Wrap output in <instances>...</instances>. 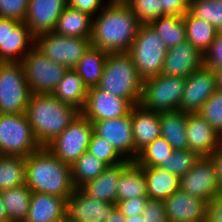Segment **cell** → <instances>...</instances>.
I'll return each instance as SVG.
<instances>
[{
    "mask_svg": "<svg viewBox=\"0 0 222 222\" xmlns=\"http://www.w3.org/2000/svg\"><path fill=\"white\" fill-rule=\"evenodd\" d=\"M105 5L92 21V46L107 53L128 52L141 23L124 0Z\"/></svg>",
    "mask_w": 222,
    "mask_h": 222,
    "instance_id": "cell-1",
    "label": "cell"
},
{
    "mask_svg": "<svg viewBox=\"0 0 222 222\" xmlns=\"http://www.w3.org/2000/svg\"><path fill=\"white\" fill-rule=\"evenodd\" d=\"M25 171V184L32 193H47L68 200L75 190L70 165L60 161L46 146L25 158Z\"/></svg>",
    "mask_w": 222,
    "mask_h": 222,
    "instance_id": "cell-2",
    "label": "cell"
},
{
    "mask_svg": "<svg viewBox=\"0 0 222 222\" xmlns=\"http://www.w3.org/2000/svg\"><path fill=\"white\" fill-rule=\"evenodd\" d=\"M81 112L52 94H31L26 110L34 137L40 146L49 145Z\"/></svg>",
    "mask_w": 222,
    "mask_h": 222,
    "instance_id": "cell-3",
    "label": "cell"
},
{
    "mask_svg": "<svg viewBox=\"0 0 222 222\" xmlns=\"http://www.w3.org/2000/svg\"><path fill=\"white\" fill-rule=\"evenodd\" d=\"M142 85L143 79L128 52L108 53L101 81L97 85L99 89L127 99L134 106L140 103Z\"/></svg>",
    "mask_w": 222,
    "mask_h": 222,
    "instance_id": "cell-4",
    "label": "cell"
},
{
    "mask_svg": "<svg viewBox=\"0 0 222 222\" xmlns=\"http://www.w3.org/2000/svg\"><path fill=\"white\" fill-rule=\"evenodd\" d=\"M167 50L155 30L149 24H141L128 53L138 75L144 80L161 74Z\"/></svg>",
    "mask_w": 222,
    "mask_h": 222,
    "instance_id": "cell-5",
    "label": "cell"
},
{
    "mask_svg": "<svg viewBox=\"0 0 222 222\" xmlns=\"http://www.w3.org/2000/svg\"><path fill=\"white\" fill-rule=\"evenodd\" d=\"M184 77L159 74L143 80L140 105L150 111L180 110L185 87Z\"/></svg>",
    "mask_w": 222,
    "mask_h": 222,
    "instance_id": "cell-6",
    "label": "cell"
},
{
    "mask_svg": "<svg viewBox=\"0 0 222 222\" xmlns=\"http://www.w3.org/2000/svg\"><path fill=\"white\" fill-rule=\"evenodd\" d=\"M31 94L21 62H0V114H25Z\"/></svg>",
    "mask_w": 222,
    "mask_h": 222,
    "instance_id": "cell-7",
    "label": "cell"
},
{
    "mask_svg": "<svg viewBox=\"0 0 222 222\" xmlns=\"http://www.w3.org/2000/svg\"><path fill=\"white\" fill-rule=\"evenodd\" d=\"M25 114H0V155L28 157L40 148Z\"/></svg>",
    "mask_w": 222,
    "mask_h": 222,
    "instance_id": "cell-8",
    "label": "cell"
},
{
    "mask_svg": "<svg viewBox=\"0 0 222 222\" xmlns=\"http://www.w3.org/2000/svg\"><path fill=\"white\" fill-rule=\"evenodd\" d=\"M21 64L33 94H52L68 70L45 57L35 46L24 56Z\"/></svg>",
    "mask_w": 222,
    "mask_h": 222,
    "instance_id": "cell-9",
    "label": "cell"
},
{
    "mask_svg": "<svg viewBox=\"0 0 222 222\" xmlns=\"http://www.w3.org/2000/svg\"><path fill=\"white\" fill-rule=\"evenodd\" d=\"M92 46L90 38L67 37L54 32L35 37V47L50 60L73 69Z\"/></svg>",
    "mask_w": 222,
    "mask_h": 222,
    "instance_id": "cell-10",
    "label": "cell"
},
{
    "mask_svg": "<svg viewBox=\"0 0 222 222\" xmlns=\"http://www.w3.org/2000/svg\"><path fill=\"white\" fill-rule=\"evenodd\" d=\"M93 123L81 113L46 147L63 163L72 165L88 151Z\"/></svg>",
    "mask_w": 222,
    "mask_h": 222,
    "instance_id": "cell-11",
    "label": "cell"
},
{
    "mask_svg": "<svg viewBox=\"0 0 222 222\" xmlns=\"http://www.w3.org/2000/svg\"><path fill=\"white\" fill-rule=\"evenodd\" d=\"M35 46V36L24 21L0 17V62H21Z\"/></svg>",
    "mask_w": 222,
    "mask_h": 222,
    "instance_id": "cell-12",
    "label": "cell"
},
{
    "mask_svg": "<svg viewBox=\"0 0 222 222\" xmlns=\"http://www.w3.org/2000/svg\"><path fill=\"white\" fill-rule=\"evenodd\" d=\"M180 190L206 203L221 192L216 167L210 157H201L196 165L180 178Z\"/></svg>",
    "mask_w": 222,
    "mask_h": 222,
    "instance_id": "cell-13",
    "label": "cell"
},
{
    "mask_svg": "<svg viewBox=\"0 0 222 222\" xmlns=\"http://www.w3.org/2000/svg\"><path fill=\"white\" fill-rule=\"evenodd\" d=\"M133 105L97 86L89 88L87 100L81 114L91 122L110 120L130 114Z\"/></svg>",
    "mask_w": 222,
    "mask_h": 222,
    "instance_id": "cell-14",
    "label": "cell"
},
{
    "mask_svg": "<svg viewBox=\"0 0 222 222\" xmlns=\"http://www.w3.org/2000/svg\"><path fill=\"white\" fill-rule=\"evenodd\" d=\"M216 90L215 70L203 65L186 77L180 110L187 113L198 112Z\"/></svg>",
    "mask_w": 222,
    "mask_h": 222,
    "instance_id": "cell-15",
    "label": "cell"
},
{
    "mask_svg": "<svg viewBox=\"0 0 222 222\" xmlns=\"http://www.w3.org/2000/svg\"><path fill=\"white\" fill-rule=\"evenodd\" d=\"M92 123L93 132L109 141L113 148L123 156L124 159L130 161L136 159L138 152L134 149L130 114L124 117Z\"/></svg>",
    "mask_w": 222,
    "mask_h": 222,
    "instance_id": "cell-16",
    "label": "cell"
},
{
    "mask_svg": "<svg viewBox=\"0 0 222 222\" xmlns=\"http://www.w3.org/2000/svg\"><path fill=\"white\" fill-rule=\"evenodd\" d=\"M116 208V204L103 202L75 188L67 200L66 215L74 222H104Z\"/></svg>",
    "mask_w": 222,
    "mask_h": 222,
    "instance_id": "cell-17",
    "label": "cell"
},
{
    "mask_svg": "<svg viewBox=\"0 0 222 222\" xmlns=\"http://www.w3.org/2000/svg\"><path fill=\"white\" fill-rule=\"evenodd\" d=\"M68 0H29L24 22L36 37L53 32Z\"/></svg>",
    "mask_w": 222,
    "mask_h": 222,
    "instance_id": "cell-18",
    "label": "cell"
},
{
    "mask_svg": "<svg viewBox=\"0 0 222 222\" xmlns=\"http://www.w3.org/2000/svg\"><path fill=\"white\" fill-rule=\"evenodd\" d=\"M186 134L188 148L202 157H209L221 144V134L197 112L188 113Z\"/></svg>",
    "mask_w": 222,
    "mask_h": 222,
    "instance_id": "cell-19",
    "label": "cell"
},
{
    "mask_svg": "<svg viewBox=\"0 0 222 222\" xmlns=\"http://www.w3.org/2000/svg\"><path fill=\"white\" fill-rule=\"evenodd\" d=\"M202 66L203 54L186 40L167 50L161 74L186 78Z\"/></svg>",
    "mask_w": 222,
    "mask_h": 222,
    "instance_id": "cell-20",
    "label": "cell"
},
{
    "mask_svg": "<svg viewBox=\"0 0 222 222\" xmlns=\"http://www.w3.org/2000/svg\"><path fill=\"white\" fill-rule=\"evenodd\" d=\"M168 222H205L207 203L182 190L163 201Z\"/></svg>",
    "mask_w": 222,
    "mask_h": 222,
    "instance_id": "cell-21",
    "label": "cell"
},
{
    "mask_svg": "<svg viewBox=\"0 0 222 222\" xmlns=\"http://www.w3.org/2000/svg\"><path fill=\"white\" fill-rule=\"evenodd\" d=\"M130 117L134 149L139 152L160 137V112L147 110L138 104L132 107Z\"/></svg>",
    "mask_w": 222,
    "mask_h": 222,
    "instance_id": "cell-22",
    "label": "cell"
},
{
    "mask_svg": "<svg viewBox=\"0 0 222 222\" xmlns=\"http://www.w3.org/2000/svg\"><path fill=\"white\" fill-rule=\"evenodd\" d=\"M131 162L125 159L122 163L107 166L98 177L84 184L81 189L94 199L117 204L118 181L122 171Z\"/></svg>",
    "mask_w": 222,
    "mask_h": 222,
    "instance_id": "cell-23",
    "label": "cell"
},
{
    "mask_svg": "<svg viewBox=\"0 0 222 222\" xmlns=\"http://www.w3.org/2000/svg\"><path fill=\"white\" fill-rule=\"evenodd\" d=\"M67 199L56 195L34 192L24 222H54L66 215Z\"/></svg>",
    "mask_w": 222,
    "mask_h": 222,
    "instance_id": "cell-24",
    "label": "cell"
},
{
    "mask_svg": "<svg viewBox=\"0 0 222 222\" xmlns=\"http://www.w3.org/2000/svg\"><path fill=\"white\" fill-rule=\"evenodd\" d=\"M187 117L188 113L181 110L160 112V136L171 145L173 150L188 148Z\"/></svg>",
    "mask_w": 222,
    "mask_h": 222,
    "instance_id": "cell-25",
    "label": "cell"
},
{
    "mask_svg": "<svg viewBox=\"0 0 222 222\" xmlns=\"http://www.w3.org/2000/svg\"><path fill=\"white\" fill-rule=\"evenodd\" d=\"M87 94L88 87L73 69H68L65 72L63 78L52 93L55 98L75 107L80 112L85 106Z\"/></svg>",
    "mask_w": 222,
    "mask_h": 222,
    "instance_id": "cell-26",
    "label": "cell"
},
{
    "mask_svg": "<svg viewBox=\"0 0 222 222\" xmlns=\"http://www.w3.org/2000/svg\"><path fill=\"white\" fill-rule=\"evenodd\" d=\"M150 199L166 200L180 190V178L158 167H143Z\"/></svg>",
    "mask_w": 222,
    "mask_h": 222,
    "instance_id": "cell-27",
    "label": "cell"
},
{
    "mask_svg": "<svg viewBox=\"0 0 222 222\" xmlns=\"http://www.w3.org/2000/svg\"><path fill=\"white\" fill-rule=\"evenodd\" d=\"M93 18L79 10L66 6L54 29L57 35L90 38Z\"/></svg>",
    "mask_w": 222,
    "mask_h": 222,
    "instance_id": "cell-28",
    "label": "cell"
},
{
    "mask_svg": "<svg viewBox=\"0 0 222 222\" xmlns=\"http://www.w3.org/2000/svg\"><path fill=\"white\" fill-rule=\"evenodd\" d=\"M148 197L143 167L132 161L121 173L117 185V201Z\"/></svg>",
    "mask_w": 222,
    "mask_h": 222,
    "instance_id": "cell-29",
    "label": "cell"
},
{
    "mask_svg": "<svg viewBox=\"0 0 222 222\" xmlns=\"http://www.w3.org/2000/svg\"><path fill=\"white\" fill-rule=\"evenodd\" d=\"M107 56V52L91 46L73 68L88 89L97 86L101 81Z\"/></svg>",
    "mask_w": 222,
    "mask_h": 222,
    "instance_id": "cell-30",
    "label": "cell"
},
{
    "mask_svg": "<svg viewBox=\"0 0 222 222\" xmlns=\"http://www.w3.org/2000/svg\"><path fill=\"white\" fill-rule=\"evenodd\" d=\"M186 40L204 54L219 32L211 23L195 17L190 11L183 16Z\"/></svg>",
    "mask_w": 222,
    "mask_h": 222,
    "instance_id": "cell-31",
    "label": "cell"
},
{
    "mask_svg": "<svg viewBox=\"0 0 222 222\" xmlns=\"http://www.w3.org/2000/svg\"><path fill=\"white\" fill-rule=\"evenodd\" d=\"M0 193L8 220L10 222H24L28 215L32 191L25 184Z\"/></svg>",
    "mask_w": 222,
    "mask_h": 222,
    "instance_id": "cell-32",
    "label": "cell"
},
{
    "mask_svg": "<svg viewBox=\"0 0 222 222\" xmlns=\"http://www.w3.org/2000/svg\"><path fill=\"white\" fill-rule=\"evenodd\" d=\"M149 25L164 41L168 49L186 41L183 16L164 15L156 18Z\"/></svg>",
    "mask_w": 222,
    "mask_h": 222,
    "instance_id": "cell-33",
    "label": "cell"
},
{
    "mask_svg": "<svg viewBox=\"0 0 222 222\" xmlns=\"http://www.w3.org/2000/svg\"><path fill=\"white\" fill-rule=\"evenodd\" d=\"M25 158L0 155V192L25 185Z\"/></svg>",
    "mask_w": 222,
    "mask_h": 222,
    "instance_id": "cell-34",
    "label": "cell"
},
{
    "mask_svg": "<svg viewBox=\"0 0 222 222\" xmlns=\"http://www.w3.org/2000/svg\"><path fill=\"white\" fill-rule=\"evenodd\" d=\"M107 167L105 163L88 152L83 153L71 166L72 182L75 188H81L87 182L98 177Z\"/></svg>",
    "mask_w": 222,
    "mask_h": 222,
    "instance_id": "cell-35",
    "label": "cell"
},
{
    "mask_svg": "<svg viewBox=\"0 0 222 222\" xmlns=\"http://www.w3.org/2000/svg\"><path fill=\"white\" fill-rule=\"evenodd\" d=\"M173 151L171 145L160 136L141 149L134 162L140 167H158Z\"/></svg>",
    "mask_w": 222,
    "mask_h": 222,
    "instance_id": "cell-36",
    "label": "cell"
},
{
    "mask_svg": "<svg viewBox=\"0 0 222 222\" xmlns=\"http://www.w3.org/2000/svg\"><path fill=\"white\" fill-rule=\"evenodd\" d=\"M201 157L197 152L191 151L189 148L174 150L170 157L163 161L158 168L182 178L196 165Z\"/></svg>",
    "mask_w": 222,
    "mask_h": 222,
    "instance_id": "cell-37",
    "label": "cell"
},
{
    "mask_svg": "<svg viewBox=\"0 0 222 222\" xmlns=\"http://www.w3.org/2000/svg\"><path fill=\"white\" fill-rule=\"evenodd\" d=\"M190 12L222 32V0H191Z\"/></svg>",
    "mask_w": 222,
    "mask_h": 222,
    "instance_id": "cell-38",
    "label": "cell"
},
{
    "mask_svg": "<svg viewBox=\"0 0 222 222\" xmlns=\"http://www.w3.org/2000/svg\"><path fill=\"white\" fill-rule=\"evenodd\" d=\"M87 152L105 163L107 166L116 165L122 163L125 160L113 148L109 141L96 135L94 132L91 135Z\"/></svg>",
    "mask_w": 222,
    "mask_h": 222,
    "instance_id": "cell-39",
    "label": "cell"
},
{
    "mask_svg": "<svg viewBox=\"0 0 222 222\" xmlns=\"http://www.w3.org/2000/svg\"><path fill=\"white\" fill-rule=\"evenodd\" d=\"M220 134L222 133V91L216 92L203 104L197 112Z\"/></svg>",
    "mask_w": 222,
    "mask_h": 222,
    "instance_id": "cell-40",
    "label": "cell"
},
{
    "mask_svg": "<svg viewBox=\"0 0 222 222\" xmlns=\"http://www.w3.org/2000/svg\"><path fill=\"white\" fill-rule=\"evenodd\" d=\"M141 24H149L161 17L160 0H124Z\"/></svg>",
    "mask_w": 222,
    "mask_h": 222,
    "instance_id": "cell-41",
    "label": "cell"
},
{
    "mask_svg": "<svg viewBox=\"0 0 222 222\" xmlns=\"http://www.w3.org/2000/svg\"><path fill=\"white\" fill-rule=\"evenodd\" d=\"M29 0H0V17L24 21Z\"/></svg>",
    "mask_w": 222,
    "mask_h": 222,
    "instance_id": "cell-42",
    "label": "cell"
},
{
    "mask_svg": "<svg viewBox=\"0 0 222 222\" xmlns=\"http://www.w3.org/2000/svg\"><path fill=\"white\" fill-rule=\"evenodd\" d=\"M203 65L214 70L222 69V32H218L211 46L203 54Z\"/></svg>",
    "mask_w": 222,
    "mask_h": 222,
    "instance_id": "cell-43",
    "label": "cell"
},
{
    "mask_svg": "<svg viewBox=\"0 0 222 222\" xmlns=\"http://www.w3.org/2000/svg\"><path fill=\"white\" fill-rule=\"evenodd\" d=\"M141 215L144 222H168L162 200L148 198Z\"/></svg>",
    "mask_w": 222,
    "mask_h": 222,
    "instance_id": "cell-44",
    "label": "cell"
},
{
    "mask_svg": "<svg viewBox=\"0 0 222 222\" xmlns=\"http://www.w3.org/2000/svg\"><path fill=\"white\" fill-rule=\"evenodd\" d=\"M149 197H137L125 201H117L116 208L124 217L141 215Z\"/></svg>",
    "mask_w": 222,
    "mask_h": 222,
    "instance_id": "cell-45",
    "label": "cell"
},
{
    "mask_svg": "<svg viewBox=\"0 0 222 222\" xmlns=\"http://www.w3.org/2000/svg\"><path fill=\"white\" fill-rule=\"evenodd\" d=\"M161 1V16L176 15L184 16L190 11L191 0H160Z\"/></svg>",
    "mask_w": 222,
    "mask_h": 222,
    "instance_id": "cell-46",
    "label": "cell"
},
{
    "mask_svg": "<svg viewBox=\"0 0 222 222\" xmlns=\"http://www.w3.org/2000/svg\"><path fill=\"white\" fill-rule=\"evenodd\" d=\"M104 2V0H68V6L94 18L95 14H98L97 11L104 8Z\"/></svg>",
    "mask_w": 222,
    "mask_h": 222,
    "instance_id": "cell-47",
    "label": "cell"
},
{
    "mask_svg": "<svg viewBox=\"0 0 222 222\" xmlns=\"http://www.w3.org/2000/svg\"><path fill=\"white\" fill-rule=\"evenodd\" d=\"M205 222H222V192L217 193L207 203Z\"/></svg>",
    "mask_w": 222,
    "mask_h": 222,
    "instance_id": "cell-48",
    "label": "cell"
},
{
    "mask_svg": "<svg viewBox=\"0 0 222 222\" xmlns=\"http://www.w3.org/2000/svg\"><path fill=\"white\" fill-rule=\"evenodd\" d=\"M209 157L215 164L222 192V144Z\"/></svg>",
    "mask_w": 222,
    "mask_h": 222,
    "instance_id": "cell-49",
    "label": "cell"
},
{
    "mask_svg": "<svg viewBox=\"0 0 222 222\" xmlns=\"http://www.w3.org/2000/svg\"><path fill=\"white\" fill-rule=\"evenodd\" d=\"M124 219L125 217L122 215V213L115 208L104 222H124Z\"/></svg>",
    "mask_w": 222,
    "mask_h": 222,
    "instance_id": "cell-50",
    "label": "cell"
},
{
    "mask_svg": "<svg viewBox=\"0 0 222 222\" xmlns=\"http://www.w3.org/2000/svg\"><path fill=\"white\" fill-rule=\"evenodd\" d=\"M0 222H10L6 215V210H5L2 198H1V193H0Z\"/></svg>",
    "mask_w": 222,
    "mask_h": 222,
    "instance_id": "cell-51",
    "label": "cell"
},
{
    "mask_svg": "<svg viewBox=\"0 0 222 222\" xmlns=\"http://www.w3.org/2000/svg\"><path fill=\"white\" fill-rule=\"evenodd\" d=\"M217 89L222 91V69L215 70Z\"/></svg>",
    "mask_w": 222,
    "mask_h": 222,
    "instance_id": "cell-52",
    "label": "cell"
},
{
    "mask_svg": "<svg viewBox=\"0 0 222 222\" xmlns=\"http://www.w3.org/2000/svg\"><path fill=\"white\" fill-rule=\"evenodd\" d=\"M124 222H144L142 215H137L134 217H125Z\"/></svg>",
    "mask_w": 222,
    "mask_h": 222,
    "instance_id": "cell-53",
    "label": "cell"
},
{
    "mask_svg": "<svg viewBox=\"0 0 222 222\" xmlns=\"http://www.w3.org/2000/svg\"><path fill=\"white\" fill-rule=\"evenodd\" d=\"M54 222H74V221L69 216L64 215L62 218H60Z\"/></svg>",
    "mask_w": 222,
    "mask_h": 222,
    "instance_id": "cell-54",
    "label": "cell"
}]
</instances>
